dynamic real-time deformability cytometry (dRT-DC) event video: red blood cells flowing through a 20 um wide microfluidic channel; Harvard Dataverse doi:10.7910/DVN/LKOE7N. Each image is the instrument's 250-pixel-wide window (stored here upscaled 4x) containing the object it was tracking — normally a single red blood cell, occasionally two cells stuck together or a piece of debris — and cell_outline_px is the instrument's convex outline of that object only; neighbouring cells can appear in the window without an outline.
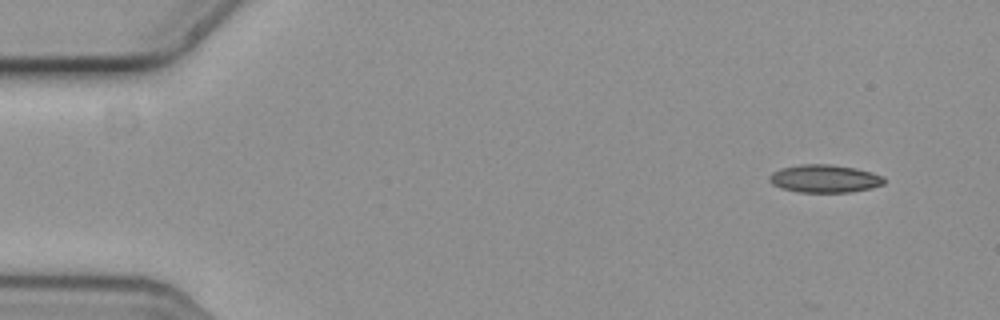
{"species": "common noctule bat (a hibernating species)", "species_latin": "Nyctalus noctula", "temperature_condition": "cold", "stored_images_in_passage": 5, "camera_frame_rate_fps": 3000, "um_per_image_px": 0.085, "animal": {"sex": "female", "body_mass_g": 19.3, "forearm_length_mm": 54.1}, "frame": {"image": 1, "passage_image": 1, "time_ms": 0.0, "image_size_px": [1000, 320], "cell_outline_px": [[884, 184], [872, 188], [852, 192], [800, 192], [784, 188], [772, 184], [768, 180], [768, 176], [772, 172], [780, 168], [800, 164], [828, 164], [856, 168], [872, 172], [884, 176]], "centroid_in_image_um": [70.1, 15.18], "position_along_channel_um": 14.9, "area_um2": 18.73}}
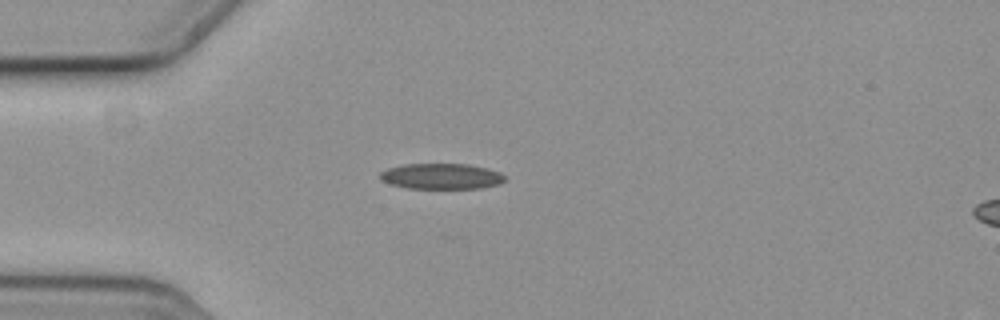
{"frame": {"image": 2, "passage_image": 4, "time_ms": 1.0, "image_size_px": [1000, 320], "cell_outline_px": [[504, 180], [500, 184], [480, 188], [408, 188], [392, 184], [384, 180], [380, 176], [380, 172], [388, 168], [404, 164], [468, 164], [488, 168], [500, 172], [504, 176]], "centroid_in_image_um": [37.55, 14.97], "position_along_channel_um": 47.4, "area_um2": 18.5}}